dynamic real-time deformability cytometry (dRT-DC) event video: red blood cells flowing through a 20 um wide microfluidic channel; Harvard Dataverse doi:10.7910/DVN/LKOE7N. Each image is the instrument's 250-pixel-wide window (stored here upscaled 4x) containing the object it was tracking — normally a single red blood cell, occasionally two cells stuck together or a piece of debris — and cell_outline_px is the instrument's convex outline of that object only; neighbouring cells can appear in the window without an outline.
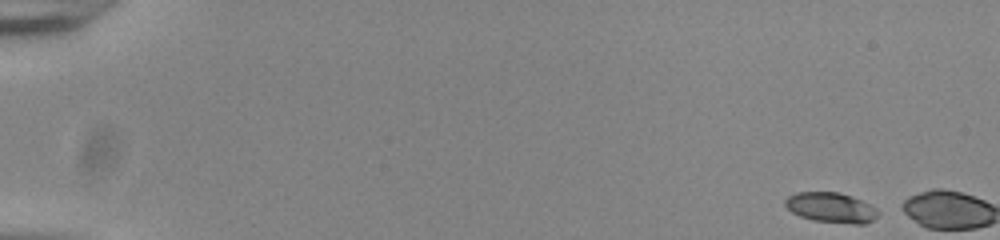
{"species": "common noctule bat (a hibernating species)", "species_latin": "Nyctalus noctula", "temperature_condition": "room temperature", "stored_images_in_passage": 3, "camera_frame_rate_fps": 3000, "um_per_image_px": 0.085, "animal": {"sex": "male", "body_mass_g": 20.0, "forearm_length_mm": 53.3}, "frame": {"image": 1, "passage_image": 1, "time_ms": 0.0, "image_size_px": [1000, 240], "cell_outline_px": [[880, 212], [872, 220], [864, 224], [852, 224], [812, 220], [800, 216], [792, 212], [784, 204], [784, 200], [788, 196], [796, 192], [840, 192], [852, 196], [876, 208]], "centroid_in_image_um": [70.62, 17.64], "position_along_channel_um": 14.4, "area_um2": 16.3}}